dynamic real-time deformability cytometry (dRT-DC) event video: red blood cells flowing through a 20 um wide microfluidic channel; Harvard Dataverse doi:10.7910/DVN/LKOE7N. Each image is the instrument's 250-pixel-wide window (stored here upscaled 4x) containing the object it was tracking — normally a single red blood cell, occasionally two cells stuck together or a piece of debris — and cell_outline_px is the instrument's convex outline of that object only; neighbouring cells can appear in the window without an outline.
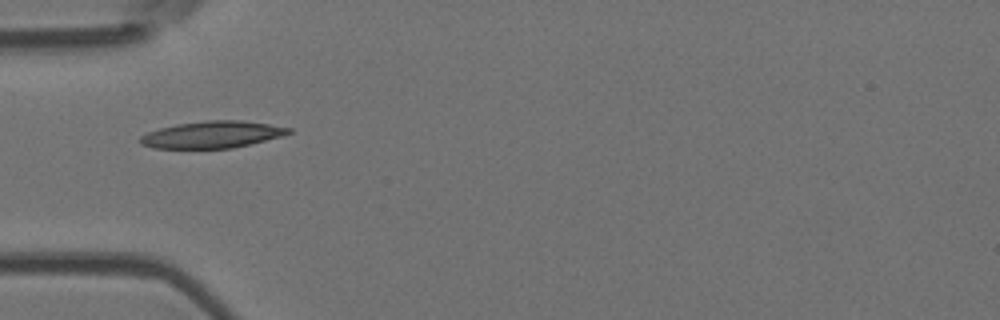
{"species": "Egyptian fruit bat (a non-hibernating species)", "species_latin": "Rousettus aegyptiacus", "temperature_condition": "room temperature", "stored_images_in_passage": 4, "camera_frame_rate_fps": 3000, "um_per_image_px": 0.085, "animal": {"sex": "female"}, "frame": {"image": 1, "passage_image": 2, "time_ms": 2.0, "image_size_px": [1000, 320], "cell_outline_px": [[292, 132], [280, 136], [232, 148], [152, 148], [140, 144], [140, 136], [148, 132], [160, 128], [176, 124], [204, 120], [240, 120], [268, 124], [292, 128]], "centroid_in_image_um": [17.99, 11.43], "position_along_channel_um": 67.0, "area_um2": 23.06}}
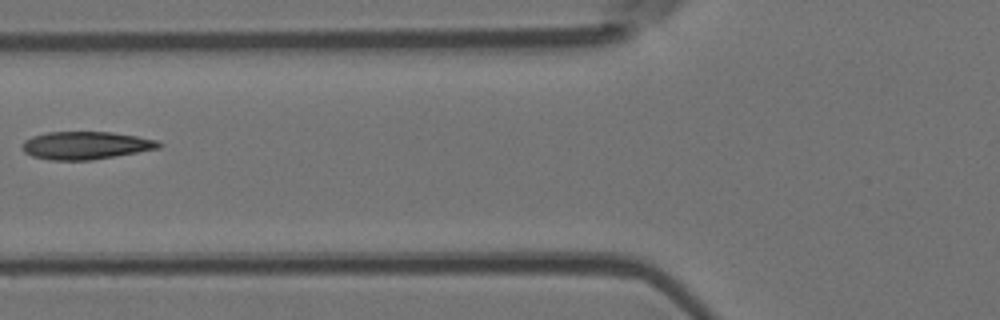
{"frame": {"image": 2, "passage_image": 3, "time_ms": 3.333, "image_size_px": [1000, 320], "cell_outline_px": [[164, 144], [160, 148], [92, 160], [52, 160], [32, 156], [24, 152], [24, 140], [32, 136], [48, 132], [112, 132], [136, 136], [156, 140]], "centroid_in_image_um": [7.31, 12.36], "position_along_channel_um": 118.5, "area_um2": 21.96}}
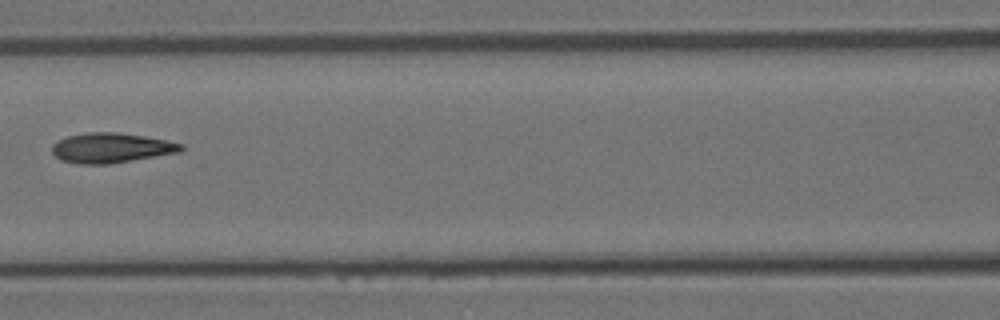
{"frame": {"image": 3, "passage_image": 4, "time_ms": 4.333, "image_size_px": [1000, 320], "cell_outline_px": [[184, 148], [180, 152], [108, 164], [80, 164], [60, 160], [52, 152], [52, 144], [68, 136], [88, 132], [120, 132], [144, 136], [184, 144]], "centroid_in_image_um": [9.45, 12.57], "position_along_channel_um": 157.2, "area_um2": 22.37}}